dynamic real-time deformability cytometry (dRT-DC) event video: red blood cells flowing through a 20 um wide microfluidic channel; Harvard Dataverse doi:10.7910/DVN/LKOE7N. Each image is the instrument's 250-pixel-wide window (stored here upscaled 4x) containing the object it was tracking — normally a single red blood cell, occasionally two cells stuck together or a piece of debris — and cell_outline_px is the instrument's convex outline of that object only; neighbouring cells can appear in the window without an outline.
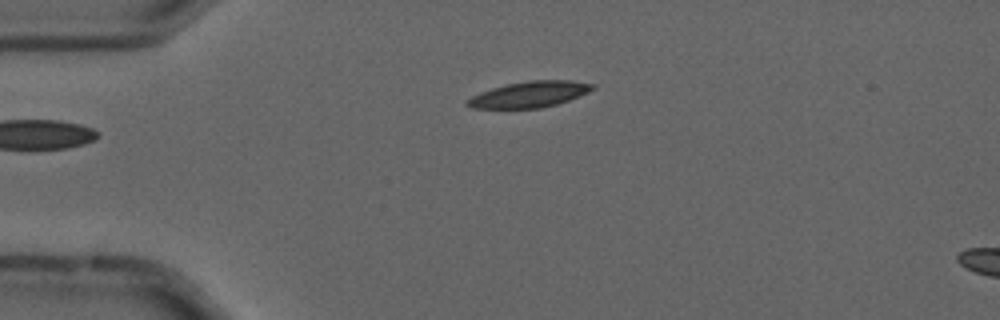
{"species": "common noctule bat (a hibernating species)", "species_latin": "Nyctalus noctula", "temperature_condition": "cold", "stored_images_in_passage": 3, "camera_frame_rate_fps": 3000, "um_per_image_px": 0.085, "animal": {"sex": "male", "forearm_length_mm": 52.5}, "frame": {"image": 1, "passage_image": 3, "time_ms": 0.667, "image_size_px": [1000, 320], "cell_outline_px": [[596, 88], [588, 92], [568, 100], [556, 104], [540, 108], [472, 108], [464, 104], [464, 100], [480, 92], [492, 88], [508, 84], [528, 80], [572, 80], [596, 84]], "centroid_in_image_um": [45.0, 8.01], "position_along_channel_um": 40.0, "area_um2": 19.02}}